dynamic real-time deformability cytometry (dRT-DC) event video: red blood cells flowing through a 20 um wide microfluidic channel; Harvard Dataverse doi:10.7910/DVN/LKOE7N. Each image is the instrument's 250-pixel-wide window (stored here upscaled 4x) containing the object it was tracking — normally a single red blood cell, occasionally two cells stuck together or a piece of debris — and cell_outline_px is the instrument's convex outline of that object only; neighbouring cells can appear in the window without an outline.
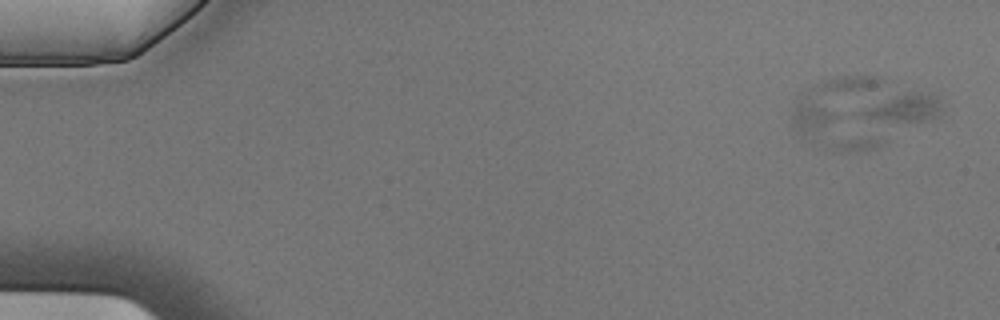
{"species": "Egyptian fruit bat (a non-hibernating species)", "species_latin": "Rousettus aegyptiacus", "temperature_condition": "cold", "stored_images_in_passage": 3, "camera_frame_rate_fps": 3000, "um_per_image_px": 0.085, "animal": {"sex": "male"}, "frame": {"image": 1, "passage_image": 2, "time_ms": 0.333, "image_size_px": [1000, 320], "cell_outline_px": [[944, 112], [940, 116], [932, 120], [884, 120], [856, 116], [856, 112], [904, 92], [936, 92], [940, 100]], "centroid_in_image_um": [77.0, 9.15], "position_along_channel_um": 8.0, "area_um2": 13.12}}